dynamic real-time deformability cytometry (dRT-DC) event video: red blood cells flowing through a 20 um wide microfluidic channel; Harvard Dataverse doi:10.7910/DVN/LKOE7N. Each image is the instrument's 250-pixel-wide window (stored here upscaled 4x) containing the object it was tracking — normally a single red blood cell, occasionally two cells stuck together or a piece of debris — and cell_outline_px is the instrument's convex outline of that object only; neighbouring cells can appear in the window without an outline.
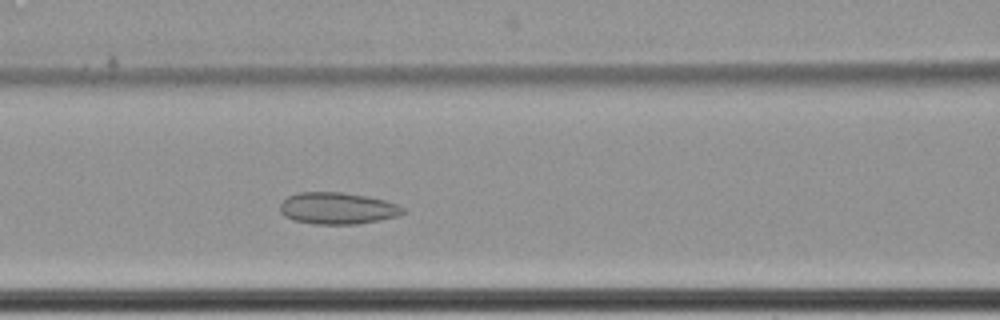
{"species": "common noctule bat (a hibernating species)", "species_latin": "Nyctalus noctula", "temperature_condition": "cold", "stored_images_in_passage": 56, "camera_frame_rate_fps": 3000, "um_per_image_px": 0.085, "animal": {"sex": "female", "body_mass_g": 22.7, "forearm_length_mm": 54.2}, "frame": {"image": 1, "passage_image": 22, "time_ms": 7.0, "image_size_px": [1000, 320], "cell_outline_px": [[404, 212], [396, 216], [380, 220], [356, 224], [316, 224], [292, 220], [284, 216], [280, 212], [280, 204], [288, 196], [300, 192], [344, 192], [368, 196], [400, 204], [404, 208]], "centroid_in_image_um": [28.69, 17.7], "position_along_channel_um": 137.9, "area_um2": 22.83}}
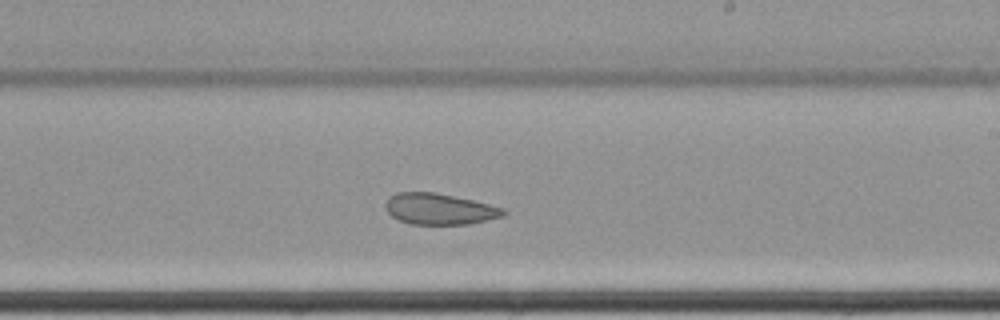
{"frame": {"image": 2, "passage_image": 32, "time_ms": 10.333, "image_size_px": [1000, 320], "cell_outline_px": [[508, 212], [504, 216], [468, 224], [412, 224], [400, 220], [392, 216], [388, 212], [384, 204], [388, 196], [396, 192], [436, 192], [472, 200], [504, 208]], "centroid_in_image_um": [37.34, 17.75], "position_along_channel_um": 251.7, "area_um2": 21.39}}
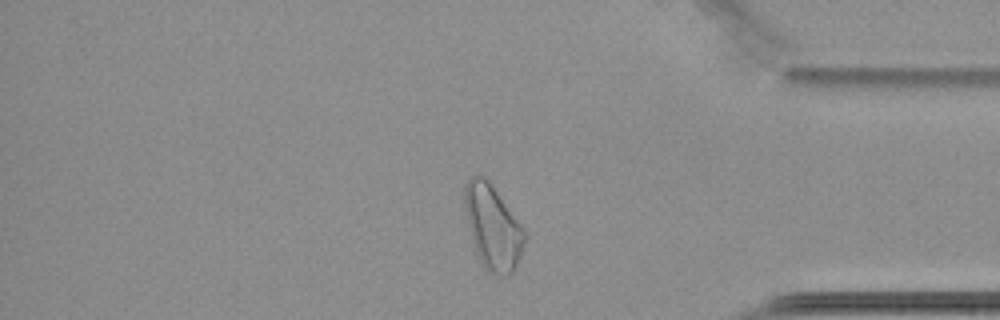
{"frame": {"image": 3, "passage_image": 46, "time_ms": 15.0, "image_size_px": [1000, 320], "cell_outline_px": [[524, 244], [516, 268], [508, 276], [496, 276], [488, 272], [484, 268], [476, 252], [472, 240], [464, 204], [464, 184], [472, 176], [480, 172], [488, 180], [524, 228]], "centroid_in_image_um": [41.87, 19.31], "position_along_channel_um": 393.3, "area_um2": 29.36}, "authors_computed_cell_mechanics": {"area_um2": 26.2412, "velocity_mm_per_s": 3.4186, "shape_relaxation_time_tau1_ms": null, "shape_relaxation_time_tau2_ms": 3.5406, "deformation_change_tau1": null, "deformation_change_tau2": 0.0824}}